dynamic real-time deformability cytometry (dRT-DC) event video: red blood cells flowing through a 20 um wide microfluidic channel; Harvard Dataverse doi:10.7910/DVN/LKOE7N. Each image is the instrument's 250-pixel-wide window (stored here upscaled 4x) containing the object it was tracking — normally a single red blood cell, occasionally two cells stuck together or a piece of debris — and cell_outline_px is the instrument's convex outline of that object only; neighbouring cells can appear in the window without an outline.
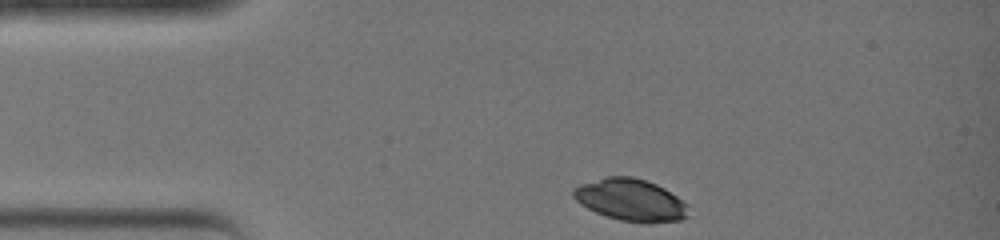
{"species": "common noctule bat (a hibernating species)", "species_latin": "Nyctalus noctula", "temperature_condition": "warm", "stored_images_in_passage": 26, "camera_frame_rate_fps": 3000, "um_per_image_px": 0.085, "animal": {"sex": "female", "body_mass_g": 19.0, "forearm_length_mm": 51.5}, "frame": {"image": 1, "passage_image": 1, "time_ms": 0.0, "image_size_px": [1000, 240], "cell_outline_px": [[692, 216], [680, 220], [648, 224], [620, 220], [596, 212], [580, 204], [572, 196], [572, 188], [580, 184], [604, 176], [632, 176], [656, 184], [664, 188], [688, 204]], "centroid_in_image_um": [53.64, 17.0], "position_along_channel_um": 31.4, "area_um2": 28.61}}
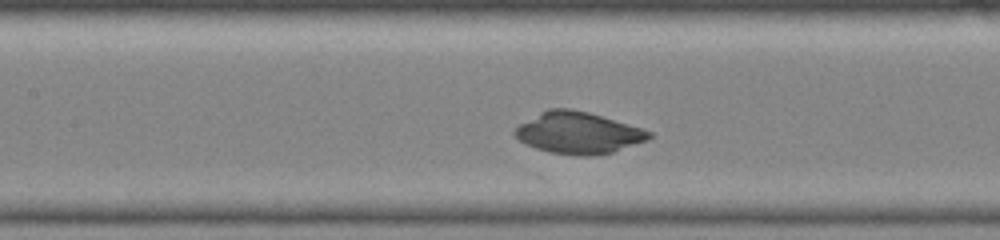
{"frame": {"image": 2, "passage_image": 11, "time_ms": 3.333, "image_size_px": [1000, 240], "cell_outline_px": [[652, 136], [648, 140], [612, 152], [592, 156], [580, 156], [552, 152], [536, 148], [520, 140], [512, 132], [520, 124], [540, 112], [548, 108], [572, 108], [588, 112], [644, 128], [652, 132]], "centroid_in_image_um": [49.19, 11.28], "position_along_channel_um": 158.2, "area_um2": 32.43}}
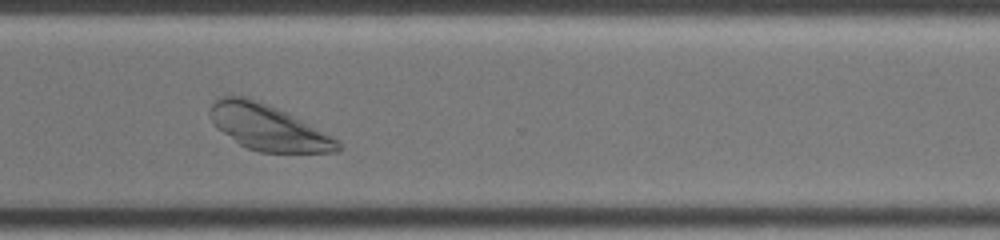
{"frame": {"image": 3, "passage_image": 22, "time_ms": 7.0, "image_size_px": [1000, 240], "cell_outline_px": [[344, 148], [336, 152], [260, 152], [248, 148], [240, 144], [216, 128], [212, 124], [208, 116], [208, 108], [220, 96], [248, 96], [288, 112], [332, 136]], "centroid_in_image_um": [22.74, 10.81], "position_along_channel_um": 347.9, "area_um2": 34.22}}